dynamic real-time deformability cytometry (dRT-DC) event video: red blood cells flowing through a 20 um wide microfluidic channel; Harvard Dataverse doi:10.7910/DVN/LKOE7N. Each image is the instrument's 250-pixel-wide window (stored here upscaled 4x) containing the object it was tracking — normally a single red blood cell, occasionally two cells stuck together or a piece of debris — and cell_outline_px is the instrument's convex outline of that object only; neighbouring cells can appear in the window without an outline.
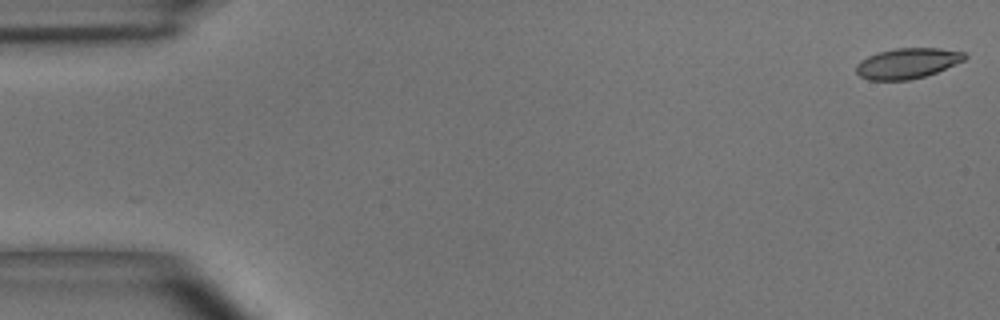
{"species": "common noctule bat (a hibernating species)", "species_latin": "Nyctalus noctula", "temperature_condition": "room temperature", "stored_images_in_passage": 5, "camera_frame_rate_fps": 3000, "um_per_image_px": 0.085, "animal": {"sex": "male", "body_mass_g": 15.6}, "frame": {"image": 1, "passage_image": 1, "time_ms": 0.0, "image_size_px": [1000, 320], "cell_outline_px": [[968, 56], [964, 60], [936, 72], [924, 76], [908, 80], [868, 80], [860, 76], [856, 72], [856, 64], [860, 60], [868, 56], [880, 52], [896, 48], [940, 48], [964, 52]], "centroid_in_image_um": [77.11, 5.38], "position_along_channel_um": 7.9, "area_um2": 19.13}}
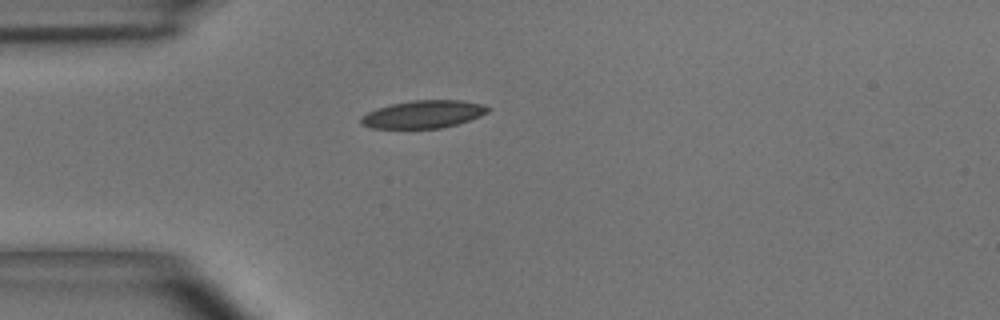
{"frame": {"image": 2, "passage_image": 4, "time_ms": 4.333, "image_size_px": [1000, 320], "cell_outline_px": [[492, 108], [488, 112], [480, 116], [456, 124], [440, 128], [372, 128], [360, 124], [360, 116], [376, 108], [392, 104], [412, 100], [460, 100], [484, 104]], "centroid_in_image_um": [35.98, 9.7], "position_along_channel_um": 49.0, "area_um2": 20.52}}